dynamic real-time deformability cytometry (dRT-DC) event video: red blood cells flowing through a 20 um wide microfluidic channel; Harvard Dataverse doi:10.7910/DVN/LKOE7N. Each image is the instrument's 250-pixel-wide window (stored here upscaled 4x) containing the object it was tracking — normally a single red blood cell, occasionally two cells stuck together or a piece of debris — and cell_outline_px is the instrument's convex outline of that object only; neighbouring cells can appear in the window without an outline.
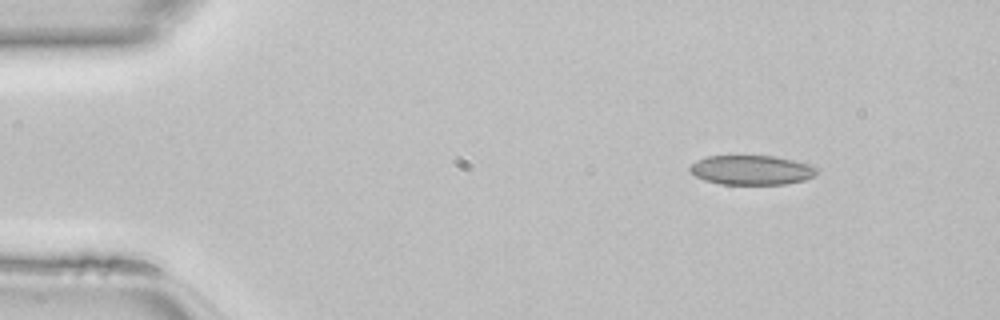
{"species": "common noctule bat (a hibernating species)", "species_latin": "Nyctalus noctula", "temperature_condition": "room temperature", "stored_images_in_passage": 42, "camera_frame_rate_fps": 3000, "um_per_image_px": 0.085, "animal": {"sex": "female", "body_mass_g": 22.7, "forearm_length_mm": 54.2}, "frame": {"image": 1, "passage_image": 1, "time_ms": 0.0, "image_size_px": [1000, 320], "cell_outline_px": [[820, 168], [812, 176], [804, 180], [784, 184], [720, 184], [704, 180], [696, 176], [688, 168], [696, 160], [708, 156], [772, 156], [812, 164]], "centroid_in_image_um": [63.89, 14.45], "position_along_channel_um": 21.1, "area_um2": 21.73}}
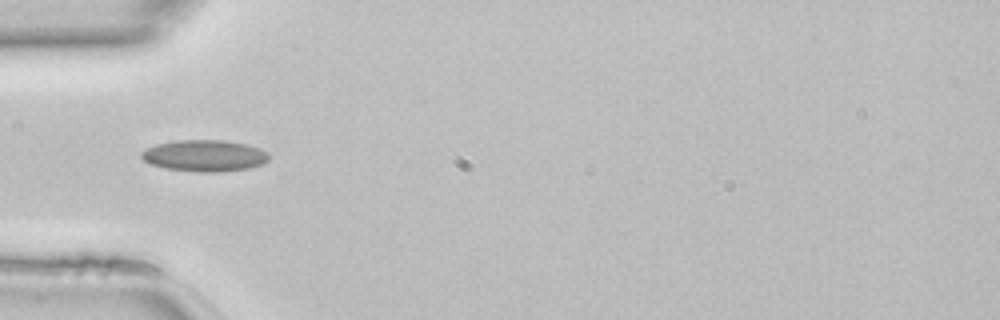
{"frame": {"image": 2, "passage_image": 10, "time_ms": 3.0, "image_size_px": [1000, 320], "cell_outline_px": [[268, 160], [264, 164], [248, 168], [220, 172], [196, 172], [164, 168], [148, 164], [140, 156], [140, 152], [156, 144], [176, 140], [224, 140], [244, 144], [260, 148], [268, 152]], "centroid_in_image_um": [17.37, 13.24], "position_along_channel_um": 67.6, "area_um2": 23.58}}
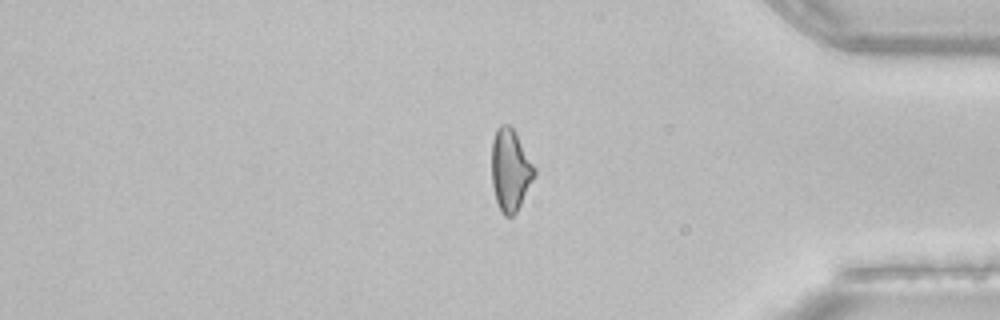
{"frame": {"image": 3, "passage_image": 34, "time_ms": 11.0, "image_size_px": [1000, 320], "cell_outline_px": [[536, 176], [516, 212], [512, 216], [504, 216], [500, 212], [496, 200], [492, 184], [492, 140], [496, 128], [500, 124], [508, 124], [512, 128], [536, 168]], "centroid_in_image_um": [43.37, 14.46], "position_along_channel_um": 391.8, "area_um2": 20.4}}